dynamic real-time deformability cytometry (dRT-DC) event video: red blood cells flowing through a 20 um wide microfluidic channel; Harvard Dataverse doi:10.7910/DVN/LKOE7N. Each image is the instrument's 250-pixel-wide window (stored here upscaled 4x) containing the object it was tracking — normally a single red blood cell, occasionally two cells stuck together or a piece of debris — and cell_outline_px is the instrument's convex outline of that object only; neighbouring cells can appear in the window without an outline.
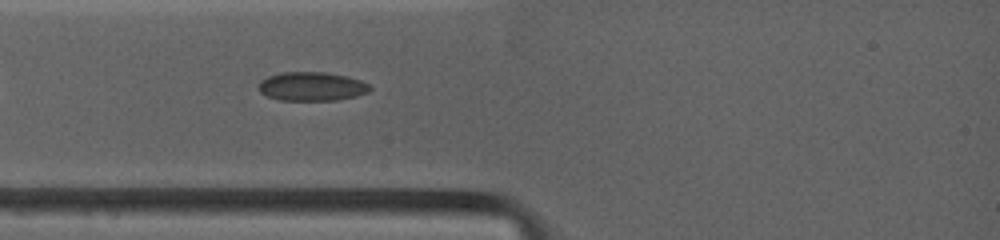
{"species": "common noctule bat (a hibernating species)", "species_latin": "Nyctalus noctula", "temperature_condition": "warm", "stored_images_in_passage": 2, "camera_frame_rate_fps": 4500, "um_per_image_px": 0.085, "animal": {"sex": "female", "body_mass_g": 19.0, "forearm_length_mm": 53.3}, "frame": {"image": 1, "passage_image": 2, "time_ms": 0.444, "image_size_px": [1000, 240], "cell_outline_px": [[372, 88], [368, 92], [356, 96], [336, 100], [280, 100], [268, 96], [260, 92], [260, 80], [268, 76], [280, 72], [324, 72], [348, 76], [360, 80], [368, 84]], "centroid_in_image_um": [26.51, 7.34], "position_along_channel_um": 58.5, "area_um2": 18.67}}